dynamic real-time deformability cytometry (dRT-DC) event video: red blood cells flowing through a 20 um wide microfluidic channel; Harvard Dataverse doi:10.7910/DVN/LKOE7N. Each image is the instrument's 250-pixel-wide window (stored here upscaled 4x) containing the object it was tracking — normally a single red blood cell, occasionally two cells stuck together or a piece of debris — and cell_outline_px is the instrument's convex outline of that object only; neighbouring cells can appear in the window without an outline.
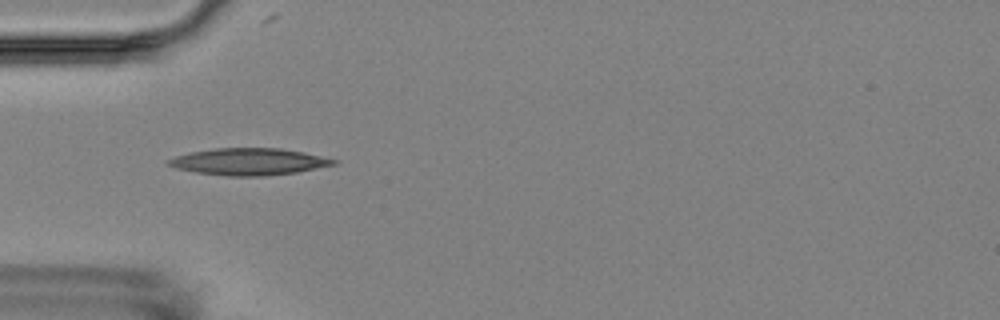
{"species": "Egyptian fruit bat (a non-hibernating species)", "species_latin": "Rousettus aegyptiacus", "temperature_condition": "room temperature", "stored_images_in_passage": 3, "camera_frame_rate_fps": 3000, "um_per_image_px": 0.085, "animal": {"sex": "female"}, "frame": {"image": 1, "passage_image": 2, "time_ms": 1.333, "image_size_px": [1000, 320], "cell_outline_px": [[340, 160], [336, 164], [296, 172], [268, 176], [228, 176], [196, 172], [176, 168], [164, 164], [164, 160], [176, 156], [192, 152], [216, 148], [280, 148], [304, 152]], "centroid_in_image_um": [21.15, 13.74], "position_along_channel_um": 63.9, "area_um2": 25.95}}
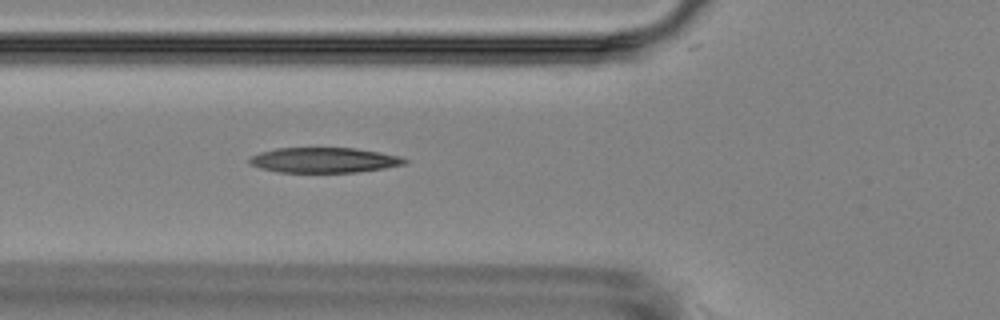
{"frame": {"image": 2, "passage_image": 3, "time_ms": 2.333, "image_size_px": [1000, 320], "cell_outline_px": [[408, 160], [404, 164], [384, 168], [356, 172], [280, 172], [260, 168], [252, 164], [248, 160], [252, 156], [260, 152], [276, 148], [356, 148], [380, 152], [400, 156]], "centroid_in_image_um": [27.56, 13.6], "position_along_channel_um": 98.2, "area_um2": 22.6}}